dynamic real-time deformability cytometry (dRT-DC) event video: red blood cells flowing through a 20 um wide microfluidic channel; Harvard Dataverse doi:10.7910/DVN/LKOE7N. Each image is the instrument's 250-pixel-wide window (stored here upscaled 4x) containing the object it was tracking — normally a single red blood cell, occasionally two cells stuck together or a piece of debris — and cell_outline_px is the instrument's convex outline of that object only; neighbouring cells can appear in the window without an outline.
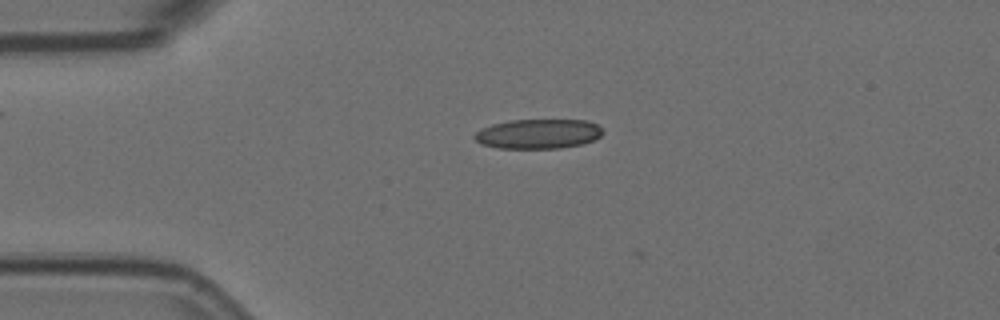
{"species": "Egyptian fruit bat (a non-hibernating species)", "species_latin": "Rousettus aegyptiacus", "temperature_condition": "room temperature", "stored_images_in_passage": 7, "camera_frame_rate_fps": 3000, "um_per_image_px": 0.085, "animal": {"sex": "female"}, "frame": {"image": 1, "passage_image": 2, "time_ms": 0.333, "image_size_px": [1000, 320], "cell_outline_px": [[604, 132], [600, 136], [584, 144], [560, 148], [496, 148], [480, 144], [472, 136], [480, 128], [492, 124], [508, 120], [584, 120], [596, 124], [604, 128]], "centroid_in_image_um": [45.73, 11.38], "position_along_channel_um": 39.3, "area_um2": 22.37}}